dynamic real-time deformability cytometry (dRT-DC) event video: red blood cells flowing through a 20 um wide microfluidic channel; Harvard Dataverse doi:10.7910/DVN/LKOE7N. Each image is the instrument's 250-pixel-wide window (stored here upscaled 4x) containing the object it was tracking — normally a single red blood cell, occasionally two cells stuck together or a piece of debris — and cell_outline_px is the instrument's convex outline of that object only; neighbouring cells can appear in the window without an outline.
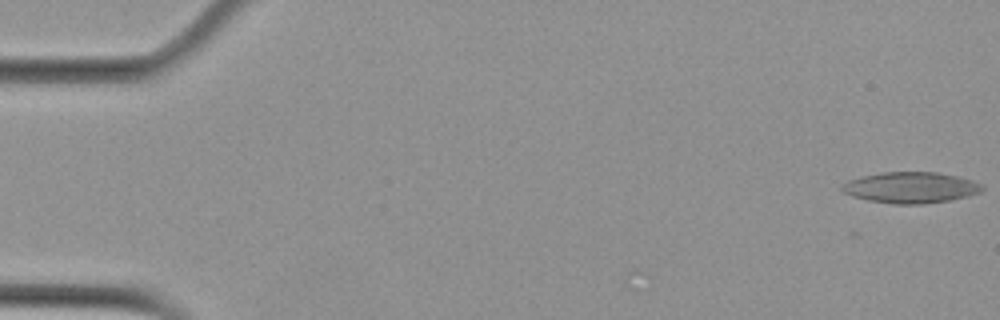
{"species": "Egyptian fruit bat (a non-hibernating species)", "species_latin": "Rousettus aegyptiacus", "temperature_condition": "cold", "stored_images_in_passage": 4, "camera_frame_rate_fps": 3000, "um_per_image_px": 0.085, "animal": {"sex": "female"}, "frame": {"image": 1, "passage_image": 1, "time_ms": 0.0, "image_size_px": [1000, 320], "cell_outline_px": [[984, 188], [980, 192], [968, 196], [948, 200], [920, 204], [896, 204], [868, 200], [852, 196], [844, 192], [840, 188], [848, 180], [864, 176], [884, 172], [936, 172], [956, 176], [972, 180], [980, 184]], "centroid_in_image_um": [77.41, 15.94], "position_along_channel_um": 7.6, "area_um2": 25.03}}
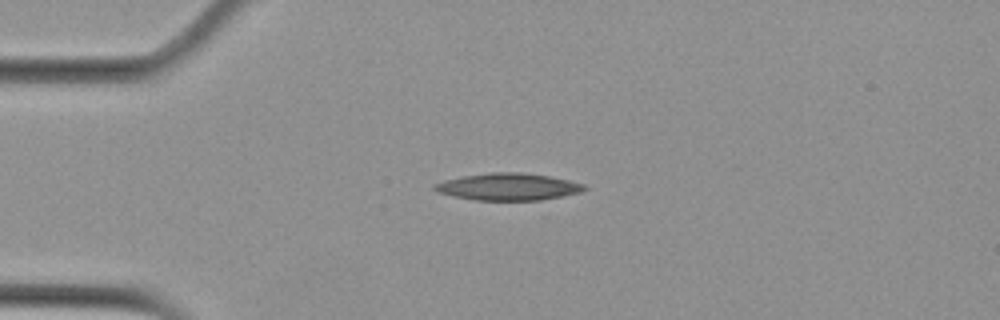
{"frame": {"image": 2, "passage_image": 4, "time_ms": 4.333, "image_size_px": [1000, 320], "cell_outline_px": [[588, 188], [580, 192], [564, 196], [540, 200], [476, 200], [456, 196], [440, 192], [432, 188], [432, 184], [444, 180], [464, 176], [492, 172], [520, 172], [548, 176], [568, 180], [584, 184]], "centroid_in_image_um": [43.22, 15.87], "position_along_channel_um": 41.8, "area_um2": 23.41}}